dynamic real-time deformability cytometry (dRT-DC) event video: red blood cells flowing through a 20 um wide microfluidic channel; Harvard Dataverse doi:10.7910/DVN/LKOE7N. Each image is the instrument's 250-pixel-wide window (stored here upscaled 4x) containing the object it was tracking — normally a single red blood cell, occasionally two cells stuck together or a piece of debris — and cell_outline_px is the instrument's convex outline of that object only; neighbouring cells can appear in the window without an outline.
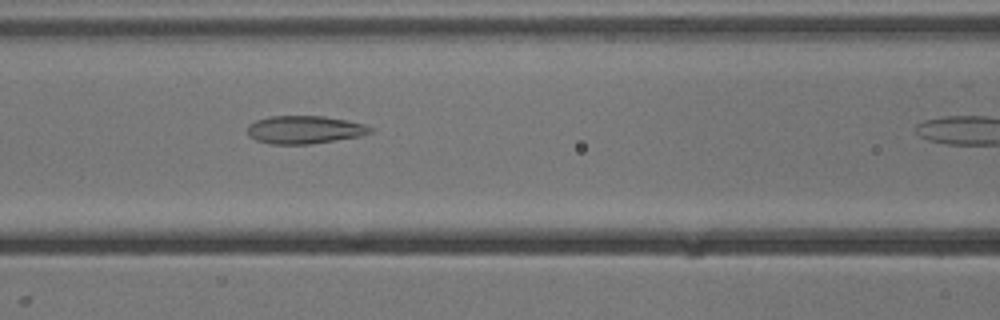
{"species": "common noctule bat (a hibernating species)", "species_latin": "Nyctalus noctula", "temperature_condition": "cold", "stored_images_in_passage": 32, "camera_frame_rate_fps": 3000, "um_per_image_px": 0.085, "animal": {"sex": "male", "body_mass_g": 13.3}, "frame": {"image": 1, "passage_image": 11, "time_ms": 3.333, "image_size_px": [1000, 320], "cell_outline_px": [[372, 132], [360, 136], [312, 144], [272, 144], [256, 140], [248, 136], [248, 124], [256, 120], [272, 116], [324, 116], [364, 124], [372, 128]], "centroid_in_image_um": [25.87, 11.03], "position_along_channel_um": 140.7, "area_um2": 19.94}}
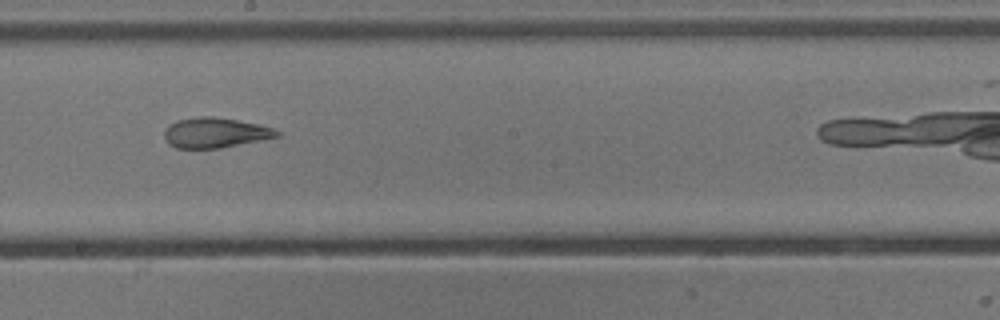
{"frame": {"image": 2, "passage_image": 18, "time_ms": 5.667, "image_size_px": [1000, 320], "cell_outline_px": [[280, 136], [220, 148], [176, 148], [168, 144], [164, 136], [164, 132], [168, 124], [176, 120], [200, 116], [212, 116], [260, 124], [272, 128], [280, 132]], "centroid_in_image_um": [18.26, 11.27], "position_along_channel_um": 229.9, "area_um2": 19.77}}
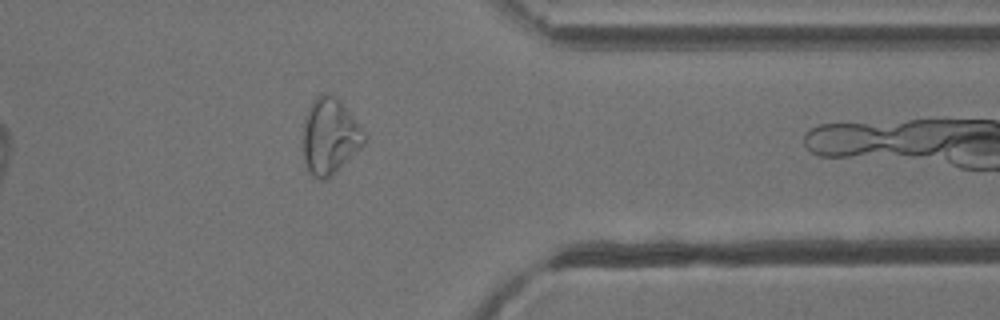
{"frame": {"image": 3, "passage_image": 31, "time_ms": 10.0, "image_size_px": [1000, 320], "cell_outline_px": [[368, 140], [360, 148], [324, 180], [320, 180], [312, 176], [304, 160], [304, 120], [308, 108], [312, 100], [320, 92], [324, 92], [336, 96], [344, 104], [368, 136]], "centroid_in_image_um": [28.05, 11.51], "position_along_channel_um": 383.4, "area_um2": 26.93}}